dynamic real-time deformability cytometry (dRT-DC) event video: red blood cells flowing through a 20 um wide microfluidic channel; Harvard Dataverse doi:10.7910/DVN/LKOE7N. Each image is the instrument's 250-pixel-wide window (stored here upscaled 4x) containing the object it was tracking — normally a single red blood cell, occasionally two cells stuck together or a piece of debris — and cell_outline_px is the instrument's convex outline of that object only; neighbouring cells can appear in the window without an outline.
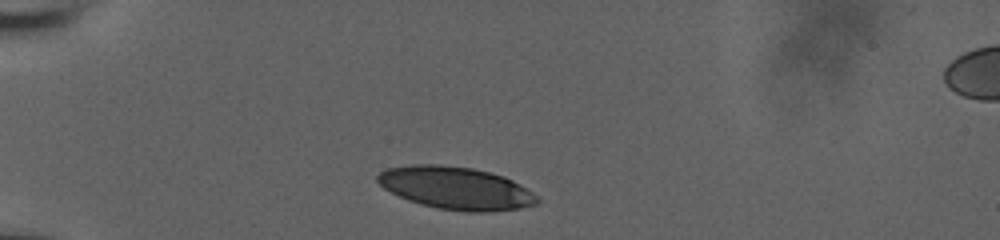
{"species": "human", "species_latin": "Homo sapiens", "temperature_condition": "room temperature", "stored_images_in_passage": 33, "camera_frame_rate_fps": 3000, "um_per_image_px": 0.085, "donor": {"sex": "male"}, "frame": {"image": 1, "passage_image": 1, "time_ms": 0.0, "image_size_px": [1000, 240], "cell_outline_px": [[540, 200], [536, 204], [520, 208], [488, 212], [468, 212], [436, 208], [420, 204], [408, 200], [384, 188], [376, 180], [376, 176], [380, 172], [388, 168], [412, 164], [440, 164], [472, 168], [504, 176], [520, 184], [532, 192]], "centroid_in_image_um": [38.75, 15.99], "position_along_channel_um": 46.3, "area_um2": 39.59}}
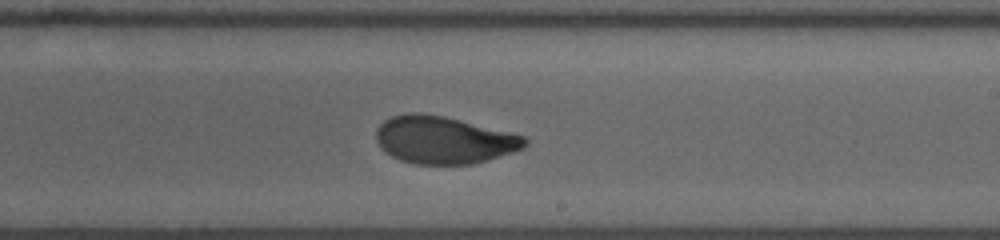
{"frame": {"image": 2, "passage_image": 20, "time_ms": 6.333, "image_size_px": [1000, 240], "cell_outline_px": [[528, 144], [524, 148], [512, 152], [472, 164], [416, 164], [400, 160], [384, 152], [380, 148], [376, 140], [376, 128], [384, 120], [392, 116], [412, 112], [420, 112], [444, 116], [524, 136], [528, 140]], "centroid_in_image_um": [37.67, 11.89], "position_along_channel_um": 251.3, "area_um2": 40.98}}
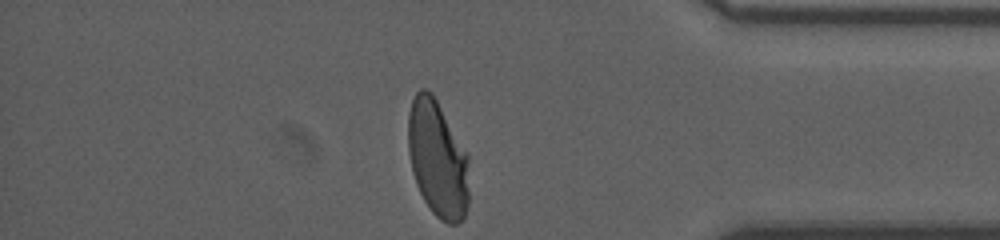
{"frame": {"image": 3, "passage_image": 33, "time_ms": 10.667, "image_size_px": [1000, 240], "cell_outline_px": [[468, 204], [464, 220], [456, 224], [448, 224], [440, 220], [432, 212], [424, 200], [416, 184], [412, 172], [408, 152], [408, 112], [412, 100], [416, 92], [420, 88], [428, 88], [432, 92], [468, 152]], "centroid_in_image_um": [37.2, 13.5], "position_along_channel_um": 398.0, "area_um2": 42.19}, "authors_computed_cell_mechanics": {"area_um2": 41.616, "velocity_mm_per_s": 3.8635, "shape_relaxation_time_tau1_ms": 5.4303, "shape_relaxation_time_tau2_ms": 0.9409, "deformation_change_tau1": 0.1994, "deformation_change_tau2": 0.0571}}